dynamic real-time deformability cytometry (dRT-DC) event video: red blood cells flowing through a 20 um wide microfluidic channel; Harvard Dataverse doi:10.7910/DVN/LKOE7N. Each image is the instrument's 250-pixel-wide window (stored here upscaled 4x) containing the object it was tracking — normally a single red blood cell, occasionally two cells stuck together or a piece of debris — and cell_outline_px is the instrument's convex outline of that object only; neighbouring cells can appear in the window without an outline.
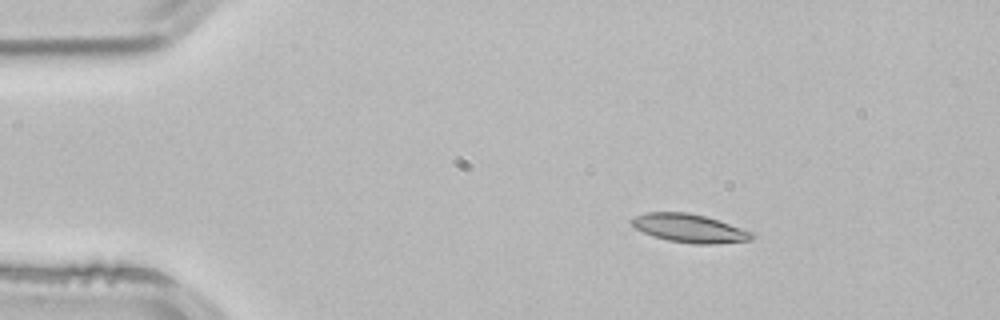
{"species": "common noctule bat (a hibernating species)", "species_latin": "Nyctalus noctula", "temperature_condition": "room temperature", "stored_images_in_passage": 2, "camera_frame_rate_fps": 3000, "um_per_image_px": 0.085, "animal": {"sex": "male", "body_mass_g": 21.5, "forearm_length_mm": 52.0}, "frame": {"image": 1, "passage_image": 1, "time_ms": 0.0, "image_size_px": [1000, 320], "cell_outline_px": [[756, 236], [752, 240], [708, 244], [696, 244], [668, 240], [652, 236], [636, 228], [628, 220], [644, 212], [688, 212], [704, 216], [752, 232]], "centroid_in_image_um": [58.56, 19.4], "position_along_channel_um": 26.4, "area_um2": 19.65}}
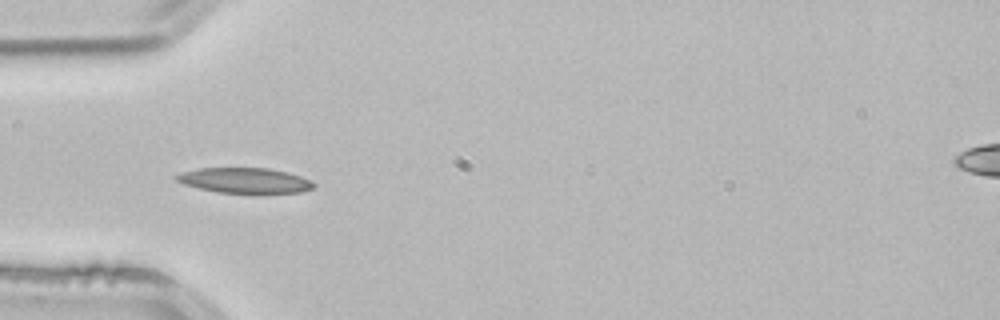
{"frame": {"image": 2, "passage_image": 2, "time_ms": 0.333, "image_size_px": [1000, 320], "cell_outline_px": [[316, 188], [300, 192], [252, 196], [216, 192], [184, 184], [176, 180], [172, 176], [184, 172], [200, 168], [268, 168], [288, 172], [300, 176], [316, 184]], "centroid_in_image_um": [20.86, 15.39], "position_along_channel_um": 64.1, "area_um2": 21.1}}